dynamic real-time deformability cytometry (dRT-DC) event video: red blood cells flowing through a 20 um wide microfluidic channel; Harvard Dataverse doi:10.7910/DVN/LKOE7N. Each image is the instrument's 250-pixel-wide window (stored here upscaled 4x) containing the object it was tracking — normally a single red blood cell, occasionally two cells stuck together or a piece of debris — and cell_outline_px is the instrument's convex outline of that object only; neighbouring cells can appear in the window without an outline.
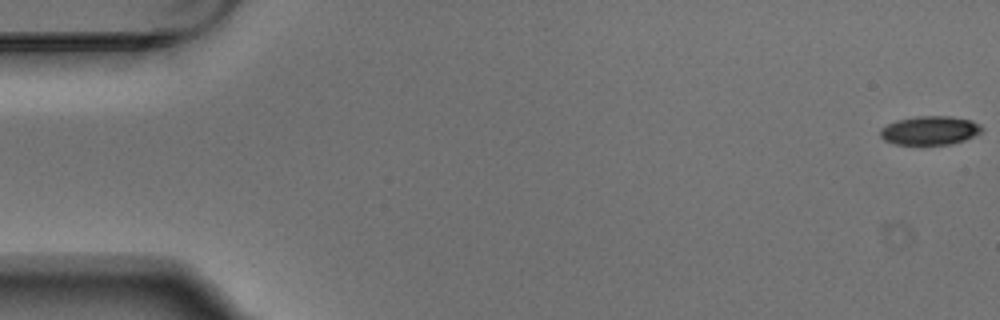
{"species": "Egyptian fruit bat (a non-hibernating species)", "species_latin": "Rousettus aegyptiacus", "temperature_condition": "warm", "stored_images_in_passage": 5, "camera_frame_rate_fps": 3000, "um_per_image_px": 0.085, "animal": {"sex": "male"}, "frame": {"image": 1, "passage_image": 1, "time_ms": 0.0, "image_size_px": [1000, 320], "cell_outline_px": [[984, 128], [980, 132], [964, 140], [952, 144], [896, 144], [884, 140], [880, 136], [880, 128], [896, 120], [916, 116], [952, 116], [972, 120], [980, 124]], "centroid_in_image_um": [79.04, 11.07], "position_along_channel_um": 6.0, "area_um2": 17.05}}
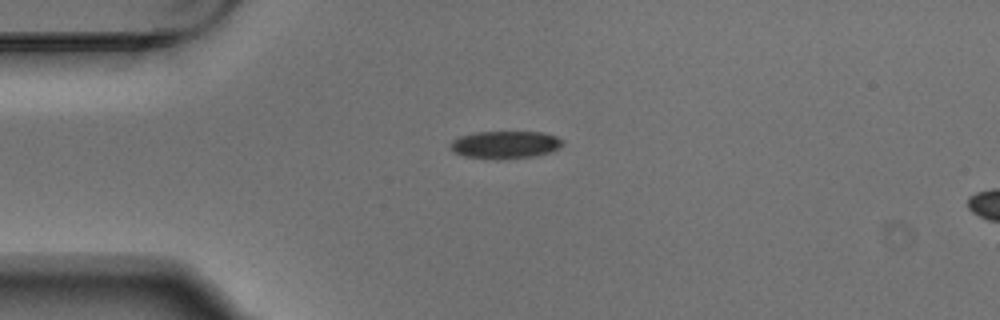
{"frame": {"image": 2, "passage_image": 4, "time_ms": 1.0, "image_size_px": [1000, 320], "cell_outline_px": [[564, 144], [560, 148], [548, 152], [532, 156], [500, 160], [464, 156], [456, 152], [452, 148], [452, 140], [460, 136], [476, 132], [544, 132], [556, 136], [564, 140]], "centroid_in_image_um": [42.99, 12.3], "position_along_channel_um": 42.0, "area_um2": 17.98}}